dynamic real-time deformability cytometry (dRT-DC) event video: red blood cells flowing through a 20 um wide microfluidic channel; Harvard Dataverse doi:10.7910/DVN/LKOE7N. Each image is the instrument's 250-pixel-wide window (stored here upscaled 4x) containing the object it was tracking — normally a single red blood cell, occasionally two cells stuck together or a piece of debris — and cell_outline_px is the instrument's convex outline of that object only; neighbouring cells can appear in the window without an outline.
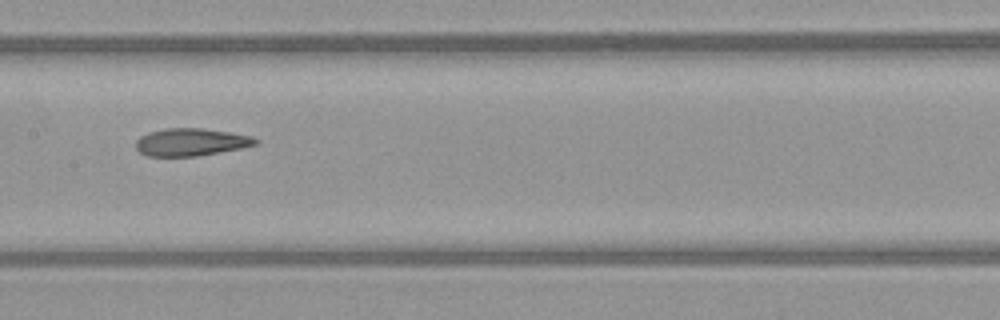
{"species": "common noctule bat (a hibernating species)", "species_latin": "Nyctalus noctula", "temperature_condition": "warm", "stored_images_in_passage": 36, "camera_frame_rate_fps": 3000, "um_per_image_px": 0.085, "animal": {"sex": "female", "body_mass_g": 21.9}, "frame": {"image": 1, "passage_image": 11, "time_ms": 3.333, "image_size_px": [1000, 320], "cell_outline_px": [[260, 144], [240, 148], [196, 156], [148, 156], [140, 152], [136, 148], [136, 140], [140, 136], [148, 132], [164, 128], [200, 128], [228, 132], [252, 136], [260, 140]], "centroid_in_image_um": [16.23, 12.07], "position_along_channel_um": 191.2, "area_um2": 19.19}, "authors_computed_cell_mechanics": {"area_um2": 19.9699, "velocity_mm_per_s": 4.0403, "shape_relaxation_time_tau1_ms": null, "shape_relaxation_time_tau2_ms": 1.2014, "deformation_change_tau1": null, "deformation_change_tau2": 0.0946}}